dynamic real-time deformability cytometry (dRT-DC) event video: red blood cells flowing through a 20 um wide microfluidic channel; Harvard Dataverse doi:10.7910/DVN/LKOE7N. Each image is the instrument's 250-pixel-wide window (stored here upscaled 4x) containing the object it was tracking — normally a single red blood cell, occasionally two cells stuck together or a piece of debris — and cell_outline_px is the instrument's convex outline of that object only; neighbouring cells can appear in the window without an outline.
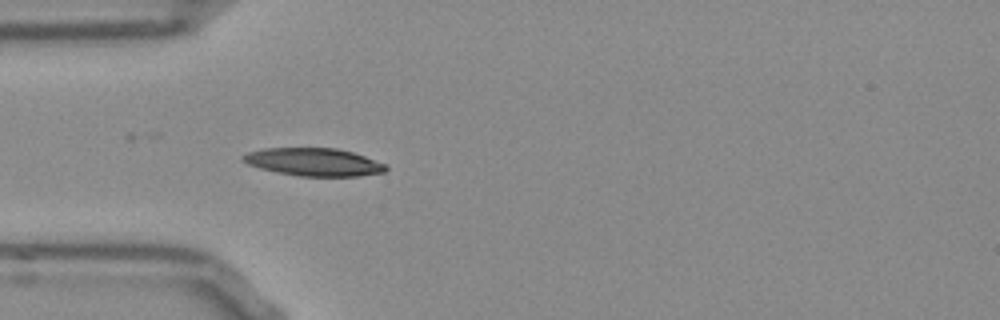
{"species": "Egyptian fruit bat (a non-hibernating species)", "species_latin": "Rousettus aegyptiacus", "temperature_condition": "room temperature", "stored_images_in_passage": 38, "camera_frame_rate_fps": 3000, "um_per_image_px": 0.085, "frame": {"image": 1, "passage_image": 1, "time_ms": 0.0, "image_size_px": [1000, 320], "cell_outline_px": [[388, 168], [384, 172], [360, 176], [300, 176], [276, 172], [260, 168], [248, 164], [240, 160], [240, 156], [248, 152], [264, 148], [336, 148], [352, 152], [388, 164]], "centroid_in_image_um": [26.67, 13.77], "position_along_channel_um": 58.3, "area_um2": 23.29}}
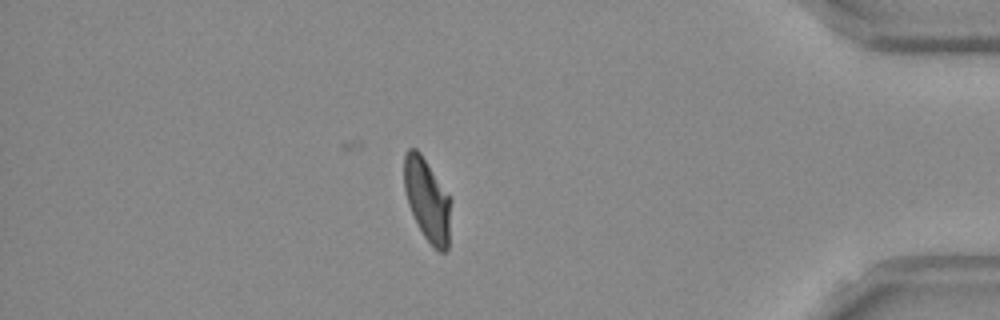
{"frame": {"image": 2, "passage_image": 31, "time_ms": 10.0, "image_size_px": [1000, 320], "cell_outline_px": [[452, 200], [448, 248], [444, 252], [440, 252], [424, 236], [408, 204], [404, 188], [404, 156], [408, 148], [416, 148], [420, 152]], "centroid_in_image_um": [36.33, 16.97], "position_along_channel_um": 398.9, "area_um2": 22.31}}
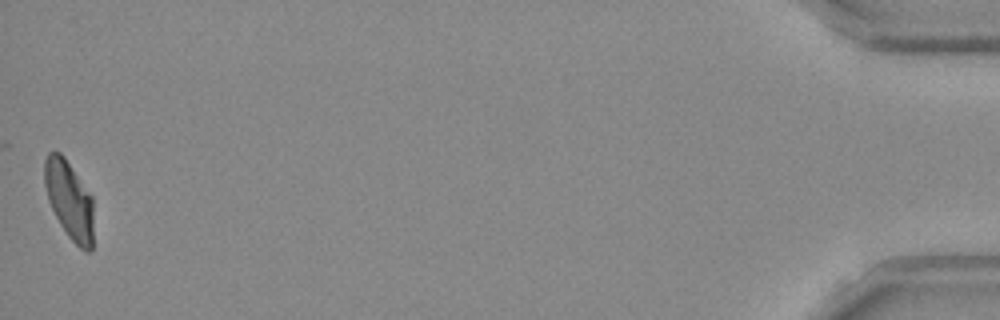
{"frame": {"image": 3, "passage_image": 38, "time_ms": 12.333, "image_size_px": [1000, 320], "cell_outline_px": [[92, 252], [84, 252], [68, 236], [60, 224], [48, 200], [44, 184], [44, 160], [48, 152], [60, 152], [64, 156], [92, 196]], "centroid_in_image_um": [5.88, 16.99], "position_along_channel_um": 429.3, "area_um2": 22.25}, "authors_computed_cell_mechanics": {"area_um2": 22.8599, "velocity_mm_per_s": 3.8378, "shape_relaxation_time_tau1_ms": 4.4294, "shape_relaxation_time_tau2_ms": 1.6142, "deformation_change_tau1": 0.1546, "deformation_change_tau2": 0.0628}}